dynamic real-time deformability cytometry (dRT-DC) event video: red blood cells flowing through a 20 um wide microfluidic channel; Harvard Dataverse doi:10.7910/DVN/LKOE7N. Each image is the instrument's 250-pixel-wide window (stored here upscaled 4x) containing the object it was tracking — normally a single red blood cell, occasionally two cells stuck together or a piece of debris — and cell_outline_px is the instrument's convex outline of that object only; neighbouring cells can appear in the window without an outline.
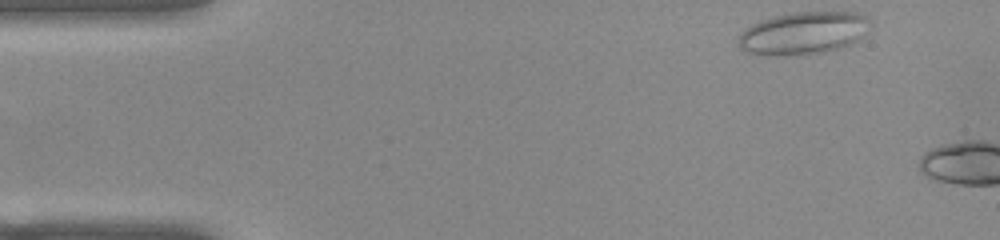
{"species": "common noctule bat (a hibernating species)", "species_latin": "Nyctalus noctula", "temperature_condition": "warm", "stored_images_in_passage": 4, "camera_frame_rate_fps": 3000, "um_per_image_px": 0.085, "animal": {"sex": "female", "body_mass_g": 22.0, "forearm_length_mm": 56.7}, "frame": {"image": 1, "passage_image": 1, "time_ms": 0.0, "image_size_px": [1000, 240], "cell_outline_px": [[872, 20], [860, 36], [856, 40], [840, 48], [824, 52], [804, 56], [768, 56], [748, 52], [740, 48], [740, 36], [752, 24], [776, 16], [796, 12], [860, 12], [868, 16]], "centroid_in_image_um": [68.31, 2.83], "position_along_channel_um": 16.7, "area_um2": 32.48}}